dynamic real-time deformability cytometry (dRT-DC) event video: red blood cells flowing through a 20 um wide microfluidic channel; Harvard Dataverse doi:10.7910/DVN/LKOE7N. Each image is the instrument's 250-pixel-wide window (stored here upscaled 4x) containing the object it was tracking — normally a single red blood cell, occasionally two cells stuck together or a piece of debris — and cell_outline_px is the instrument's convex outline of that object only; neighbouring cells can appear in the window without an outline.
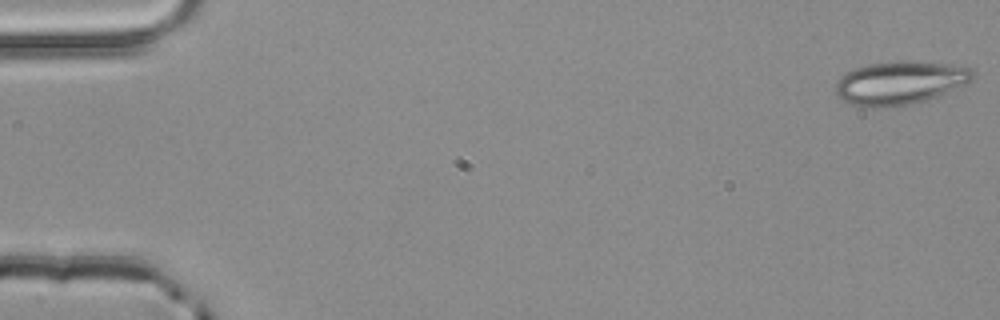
{"species": "common noctule bat (a hibernating species)", "species_latin": "Nyctalus noctula", "temperature_condition": "room temperature", "stored_images_in_passage": 16, "camera_frame_rate_fps": 3000, "um_per_image_px": 0.085, "animal": {"sex": "male", "body_mass_g": 20.4}, "frame": {"image": 1, "passage_image": 1, "time_ms": 0.0, "image_size_px": [1000, 320], "cell_outline_px": [[976, 72], [968, 80], [936, 96], [924, 100], [908, 104], [872, 108], [868, 108], [852, 104], [844, 100], [836, 92], [836, 80], [848, 72], [856, 68], [868, 64], [900, 60], [948, 64], [972, 68]], "centroid_in_image_um": [76.43, 7.02], "position_along_channel_um": 8.6, "area_um2": 33.76}}